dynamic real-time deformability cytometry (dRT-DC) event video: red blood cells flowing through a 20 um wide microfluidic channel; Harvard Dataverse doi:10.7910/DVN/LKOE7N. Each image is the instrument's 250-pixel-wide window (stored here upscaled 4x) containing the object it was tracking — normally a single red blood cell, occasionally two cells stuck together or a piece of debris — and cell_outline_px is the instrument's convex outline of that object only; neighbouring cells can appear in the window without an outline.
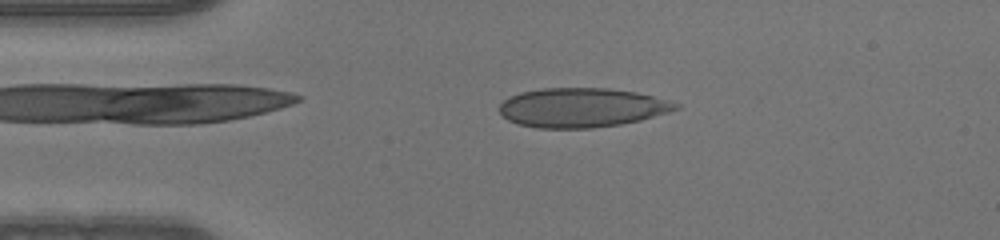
{"species": "human", "species_latin": "Homo sapiens", "temperature_condition": "warm", "stored_images_in_passage": 43, "camera_frame_rate_fps": 3000, "um_per_image_px": 0.085, "donor": {"sex": "male"}, "frame": {"image": 1, "passage_image": 4, "time_ms": 1.0, "image_size_px": [1000, 240], "cell_outline_px": [[680, 108], [668, 112], [640, 120], [620, 124], [592, 128], [536, 128], [516, 124], [508, 120], [500, 112], [500, 104], [508, 96], [520, 92], [544, 88], [608, 88], [636, 92], [668, 100], [680, 104]], "centroid_in_image_um": [49.43, 9.15], "position_along_channel_um": 35.6, "area_um2": 40.4}}
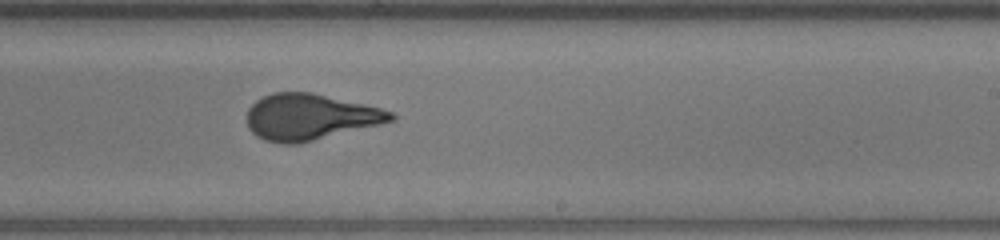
{"frame": {"image": 2, "passage_image": 23, "time_ms": 7.333, "image_size_px": [1000, 240], "cell_outline_px": [[396, 120], [380, 124], [296, 144], [280, 144], [264, 140], [256, 136], [248, 128], [248, 108], [256, 100], [272, 92], [312, 92], [364, 104], [380, 108], [392, 112], [396, 116]], "centroid_in_image_um": [26.32, 9.94], "position_along_channel_um": 262.7, "area_um2": 38.49}}
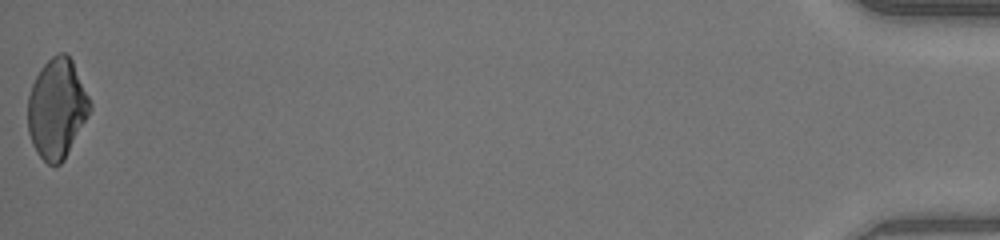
{"frame": {"image": 3, "passage_image": 43, "time_ms": 14.0, "image_size_px": [1000, 240], "cell_outline_px": [[92, 108], [88, 116], [64, 160], [60, 164], [48, 164], [36, 152], [32, 144], [28, 132], [28, 96], [32, 84], [40, 68], [52, 56], [60, 52], [64, 52], [72, 60], [92, 104]], "centroid_in_image_um": [4.83, 9.23], "position_along_channel_um": 430.4, "area_um2": 35.95}}